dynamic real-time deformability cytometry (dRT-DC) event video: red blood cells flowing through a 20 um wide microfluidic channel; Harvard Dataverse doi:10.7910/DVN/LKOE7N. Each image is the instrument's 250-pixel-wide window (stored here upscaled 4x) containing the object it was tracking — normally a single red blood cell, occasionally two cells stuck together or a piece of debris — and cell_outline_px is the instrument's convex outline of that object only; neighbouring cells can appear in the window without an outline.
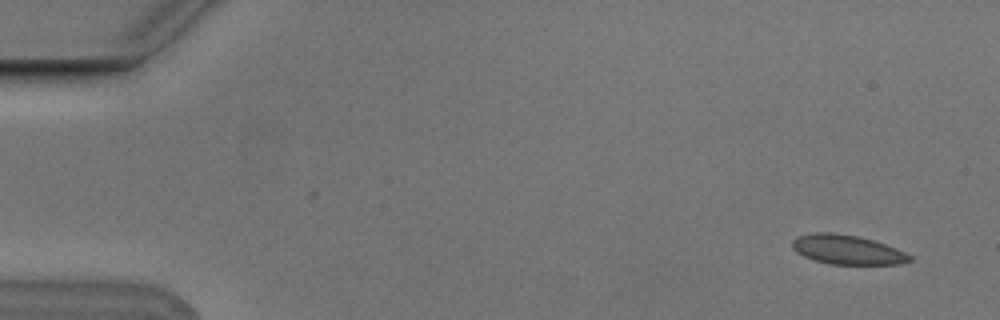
{"species": "Egyptian fruit bat (a non-hibernating species)", "species_latin": "Rousettus aegyptiacus", "temperature_condition": "cold", "stored_images_in_passage": 5, "camera_frame_rate_fps": 3000, "um_per_image_px": 0.085, "animal": {"sex": "male"}, "frame": {"image": 1, "passage_image": 1, "time_ms": 0.0, "image_size_px": [1000, 320], "cell_outline_px": [[912, 260], [900, 264], [828, 264], [804, 256], [796, 252], [792, 248], [792, 240], [796, 236], [816, 232], [832, 232], [856, 236], [872, 240], [896, 248], [912, 256]], "centroid_in_image_um": [71.99, 21.22], "position_along_channel_um": 13.0, "area_um2": 20.0}}
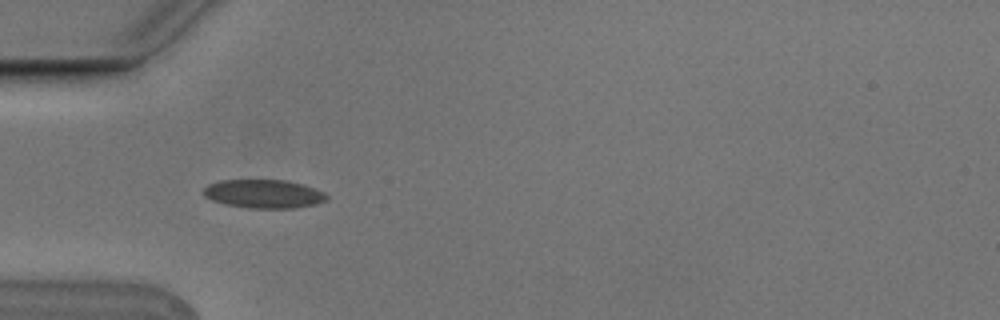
{"frame": {"image": 2, "passage_image": 4, "time_ms": 1.0, "image_size_px": [1000, 320], "cell_outline_px": [[328, 200], [316, 204], [296, 208], [248, 208], [224, 204], [212, 200], [204, 196], [200, 192], [208, 184], [220, 180], [288, 180], [324, 192], [328, 196]], "centroid_in_image_um": [22.38, 16.48], "position_along_channel_um": 62.6, "area_um2": 20.63}}